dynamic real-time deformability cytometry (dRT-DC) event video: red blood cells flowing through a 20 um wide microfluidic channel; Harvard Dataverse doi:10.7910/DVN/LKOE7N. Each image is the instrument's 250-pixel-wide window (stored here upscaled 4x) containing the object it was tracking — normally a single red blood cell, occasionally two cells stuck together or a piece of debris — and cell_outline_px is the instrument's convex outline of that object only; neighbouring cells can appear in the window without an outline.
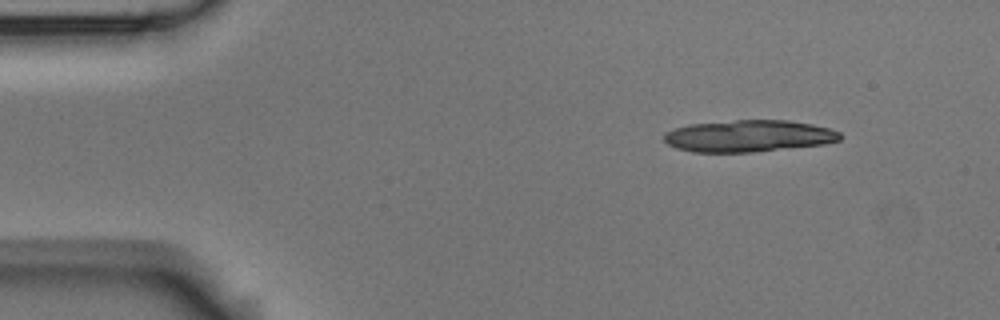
{"species": "Egyptian fruit bat (a non-hibernating species)", "species_latin": "Rousettus aegyptiacus", "temperature_condition": "room temperature", "stored_images_in_passage": 8, "segment_of_instrument_passage": [1, 2], "camera_frame_rate_fps": 3000, "um_per_image_px": 0.085, "animal": {"sex": "male"}, "frame": {"image": 1, "passage_image": 1, "time_ms": 0.0, "image_size_px": [1000, 320], "cell_outline_px": [[844, 136], [840, 140], [824, 144], [752, 152], [692, 152], [676, 148], [668, 144], [664, 140], [664, 132], [688, 124], [736, 120], [788, 120], [812, 124], [828, 128], [840, 132]], "centroid_in_image_um": [63.64, 11.56], "position_along_channel_um": 21.4, "area_um2": 32.71}}